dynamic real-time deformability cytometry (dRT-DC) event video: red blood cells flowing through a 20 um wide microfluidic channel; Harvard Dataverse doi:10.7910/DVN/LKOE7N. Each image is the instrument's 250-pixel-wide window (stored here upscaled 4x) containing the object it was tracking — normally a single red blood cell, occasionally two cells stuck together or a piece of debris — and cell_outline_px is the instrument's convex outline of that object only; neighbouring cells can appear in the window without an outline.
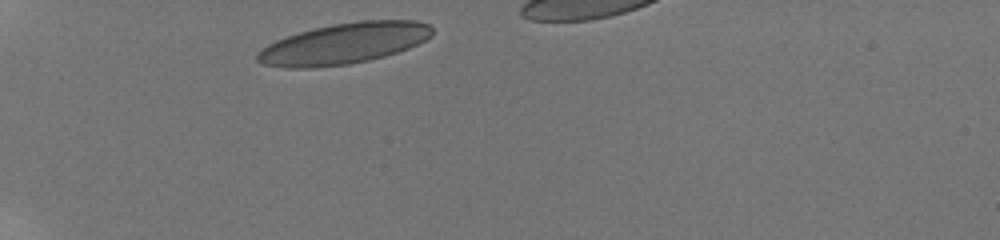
{"species": "human", "species_latin": "Homo sapiens", "temperature_condition": "room temperature", "stored_images_in_passage": 15, "camera_frame_rate_fps": 3000, "um_per_image_px": 0.085, "donor": {"sex": "male"}, "frame": {"image": 1, "passage_image": 1, "time_ms": 0.0, "image_size_px": [1000, 240], "cell_outline_px": [[432, 36], [408, 48], [384, 56], [368, 60], [348, 64], [308, 68], [288, 68], [264, 64], [256, 60], [256, 56], [268, 44], [276, 40], [312, 28], [332, 24], [360, 20], [416, 20], [428, 24], [432, 28]], "centroid_in_image_um": [29.25, 3.69], "position_along_channel_um": 55.8, "area_um2": 41.33}}
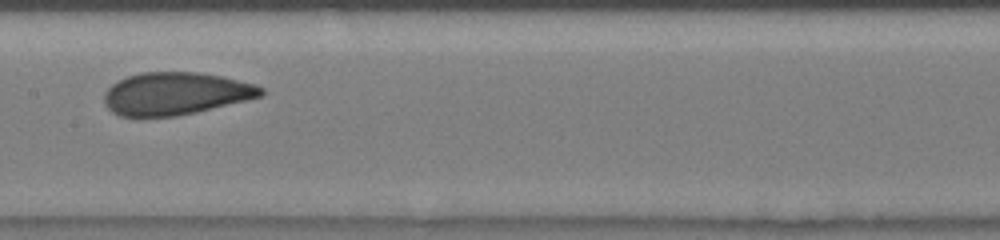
{"frame": {"image": 2, "passage_image": 8, "time_ms": 4.333, "image_size_px": [1000, 240], "cell_outline_px": [[264, 92], [260, 96], [196, 112], [176, 116], [120, 116], [112, 112], [104, 104], [104, 92], [112, 84], [128, 76], [144, 72], [200, 72], [220, 76], [256, 84], [264, 88]], "centroid_in_image_um": [14.9, 7.95], "position_along_channel_um": 192.5, "area_um2": 38.55}}
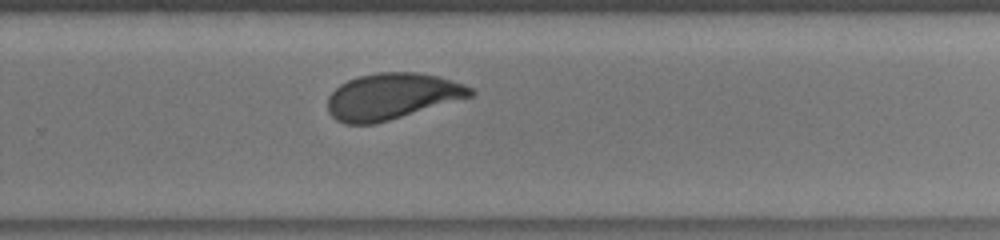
{"frame": {"image": 3, "passage_image": 15, "time_ms": 7.0, "image_size_px": [1000, 240], "cell_outline_px": [[476, 92], [472, 96], [376, 124], [344, 124], [336, 120], [328, 112], [328, 96], [340, 84], [348, 80], [360, 76], [376, 72], [416, 72], [440, 76], [464, 84], [472, 88]], "centroid_in_image_um": [33.31, 8.18], "position_along_channel_um": 296.5, "area_um2": 38.49}}